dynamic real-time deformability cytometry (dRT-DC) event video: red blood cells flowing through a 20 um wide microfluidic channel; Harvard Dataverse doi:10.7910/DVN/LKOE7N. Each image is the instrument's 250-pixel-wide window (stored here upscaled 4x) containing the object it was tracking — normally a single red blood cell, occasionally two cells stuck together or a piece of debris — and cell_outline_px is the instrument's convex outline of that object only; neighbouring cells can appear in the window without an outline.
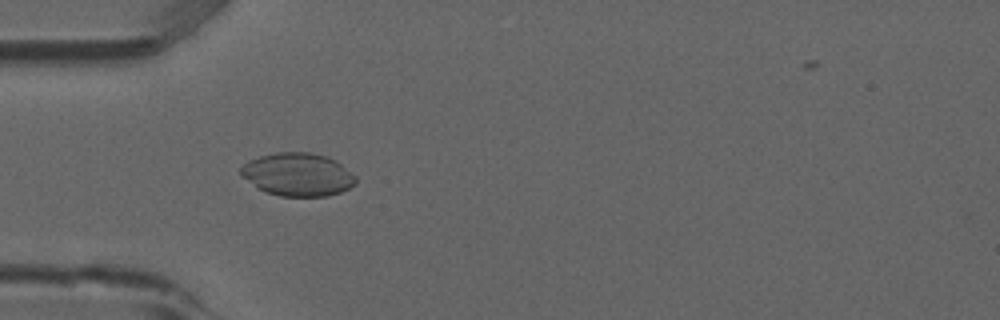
{"species": "common noctule bat (a hibernating species)", "species_latin": "Nyctalus noctula", "temperature_condition": "room temperature", "stored_images_in_passage": 9, "camera_frame_rate_fps": 3000, "um_per_image_px": 0.085, "animal": {"sex": "male", "forearm_length_mm": 52.5}, "frame": {"image": 1, "passage_image": 4, "time_ms": 1.0, "image_size_px": [1000, 320], "cell_outline_px": [[356, 184], [340, 192], [328, 196], [280, 196], [264, 192], [240, 176], [240, 168], [248, 160], [260, 156], [276, 152], [308, 152], [328, 156], [336, 160], [356, 176]], "centroid_in_image_um": [25.3, 14.83], "position_along_channel_um": 59.7, "area_um2": 29.07}}
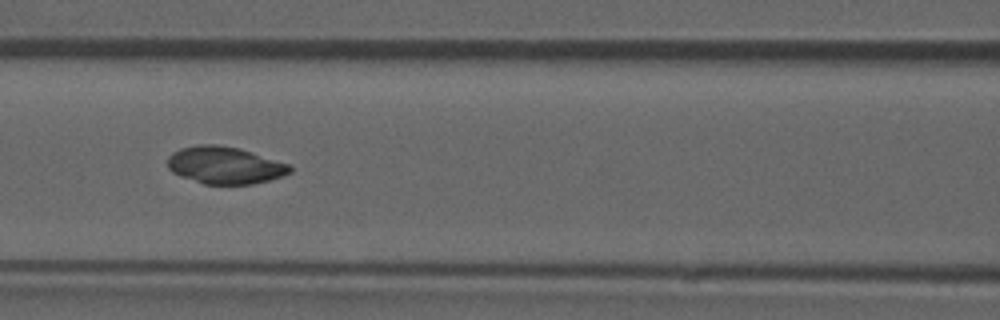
{"frame": {"image": 2, "passage_image": 6, "time_ms": 1.667, "image_size_px": [1000, 320], "cell_outline_px": [[292, 172], [284, 176], [252, 184], [204, 184], [180, 176], [172, 172], [168, 168], [168, 156], [172, 152], [180, 148], [196, 144], [216, 144], [240, 148], [292, 164]], "centroid_in_image_um": [19.14, 14.03], "position_along_channel_um": 147.5, "area_um2": 26.93}}